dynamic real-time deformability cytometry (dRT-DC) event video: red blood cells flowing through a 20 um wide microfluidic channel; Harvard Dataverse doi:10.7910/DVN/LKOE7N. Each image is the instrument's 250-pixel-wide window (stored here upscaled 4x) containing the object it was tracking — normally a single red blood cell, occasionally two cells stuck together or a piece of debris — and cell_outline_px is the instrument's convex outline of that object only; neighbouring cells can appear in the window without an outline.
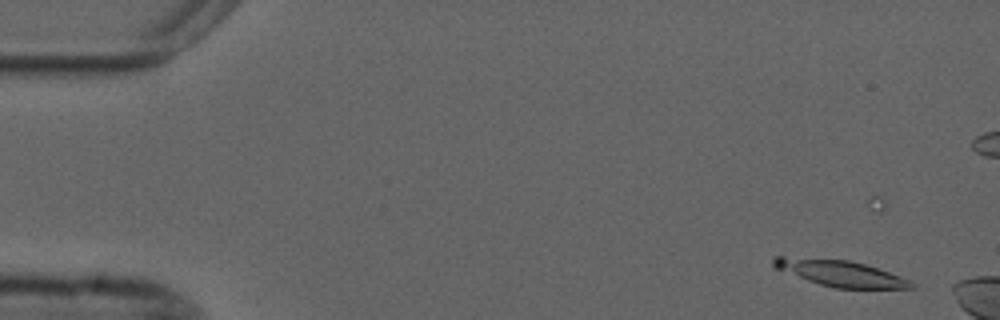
{"species": "common noctule bat (a hibernating species)", "species_latin": "Nyctalus noctula", "temperature_condition": "cold", "stored_images_in_passage": 13, "camera_frame_rate_fps": 3000, "um_per_image_px": 0.085, "animal": {"sex": "male", "forearm_length_mm": 52.5}, "frame": {"image": 1, "passage_image": 4, "time_ms": 1.0, "image_size_px": [1000, 320], "cell_outline_px": [[916, 288], [836, 288], [820, 284], [772, 268], [772, 260], [776, 256], [784, 256], [848, 260], [864, 264], [900, 276], [916, 284]], "centroid_in_image_um": [71.38, 23.22], "position_along_channel_um": 13.6, "area_um2": 20.81}}